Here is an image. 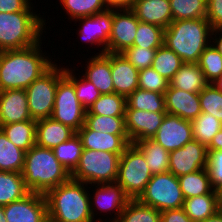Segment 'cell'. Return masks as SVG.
I'll use <instances>...</instances> for the list:
<instances>
[{
  "mask_svg": "<svg viewBox=\"0 0 222 222\" xmlns=\"http://www.w3.org/2000/svg\"><path fill=\"white\" fill-rule=\"evenodd\" d=\"M42 40L34 46L0 53V91L26 89L57 60L43 52Z\"/></svg>",
  "mask_w": 222,
  "mask_h": 222,
  "instance_id": "cell-1",
  "label": "cell"
},
{
  "mask_svg": "<svg viewBox=\"0 0 222 222\" xmlns=\"http://www.w3.org/2000/svg\"><path fill=\"white\" fill-rule=\"evenodd\" d=\"M88 187L70 178L50 189L45 194L48 217L56 222H95L90 211Z\"/></svg>",
  "mask_w": 222,
  "mask_h": 222,
  "instance_id": "cell-2",
  "label": "cell"
},
{
  "mask_svg": "<svg viewBox=\"0 0 222 222\" xmlns=\"http://www.w3.org/2000/svg\"><path fill=\"white\" fill-rule=\"evenodd\" d=\"M21 174L29 192L44 195L71 178L69 171L55 157L53 149L36 144L25 152Z\"/></svg>",
  "mask_w": 222,
  "mask_h": 222,
  "instance_id": "cell-3",
  "label": "cell"
},
{
  "mask_svg": "<svg viewBox=\"0 0 222 222\" xmlns=\"http://www.w3.org/2000/svg\"><path fill=\"white\" fill-rule=\"evenodd\" d=\"M212 30L206 18L172 21L164 31V44L183 63H198L200 55L211 44Z\"/></svg>",
  "mask_w": 222,
  "mask_h": 222,
  "instance_id": "cell-4",
  "label": "cell"
},
{
  "mask_svg": "<svg viewBox=\"0 0 222 222\" xmlns=\"http://www.w3.org/2000/svg\"><path fill=\"white\" fill-rule=\"evenodd\" d=\"M43 17L37 11L0 12V51L25 49L43 40Z\"/></svg>",
  "mask_w": 222,
  "mask_h": 222,
  "instance_id": "cell-5",
  "label": "cell"
},
{
  "mask_svg": "<svg viewBox=\"0 0 222 222\" xmlns=\"http://www.w3.org/2000/svg\"><path fill=\"white\" fill-rule=\"evenodd\" d=\"M120 156L108 151L83 149L79 164L71 173V179L89 185L115 183Z\"/></svg>",
  "mask_w": 222,
  "mask_h": 222,
  "instance_id": "cell-6",
  "label": "cell"
},
{
  "mask_svg": "<svg viewBox=\"0 0 222 222\" xmlns=\"http://www.w3.org/2000/svg\"><path fill=\"white\" fill-rule=\"evenodd\" d=\"M65 75V68L56 62L26 89L30 116L40 120L52 116L55 94L59 80Z\"/></svg>",
  "mask_w": 222,
  "mask_h": 222,
  "instance_id": "cell-7",
  "label": "cell"
},
{
  "mask_svg": "<svg viewBox=\"0 0 222 222\" xmlns=\"http://www.w3.org/2000/svg\"><path fill=\"white\" fill-rule=\"evenodd\" d=\"M152 176L143 154L131 143L120 156L116 183L130 199H138Z\"/></svg>",
  "mask_w": 222,
  "mask_h": 222,
  "instance_id": "cell-8",
  "label": "cell"
},
{
  "mask_svg": "<svg viewBox=\"0 0 222 222\" xmlns=\"http://www.w3.org/2000/svg\"><path fill=\"white\" fill-rule=\"evenodd\" d=\"M138 200L162 212L182 208L185 198L178 177L166 172L153 175Z\"/></svg>",
  "mask_w": 222,
  "mask_h": 222,
  "instance_id": "cell-9",
  "label": "cell"
},
{
  "mask_svg": "<svg viewBox=\"0 0 222 222\" xmlns=\"http://www.w3.org/2000/svg\"><path fill=\"white\" fill-rule=\"evenodd\" d=\"M86 112L76 97L73 82L64 75L57 84L51 118L77 132L85 124Z\"/></svg>",
  "mask_w": 222,
  "mask_h": 222,
  "instance_id": "cell-10",
  "label": "cell"
},
{
  "mask_svg": "<svg viewBox=\"0 0 222 222\" xmlns=\"http://www.w3.org/2000/svg\"><path fill=\"white\" fill-rule=\"evenodd\" d=\"M92 186L93 188L95 187V190L91 189L90 192L93 191V194L91 193L89 195H90V211H91L94 221L116 222L120 214L124 210L125 206L127 205L128 201L130 200V198L125 194L123 188L116 182L106 183V184H93L91 185V187ZM95 209L100 211V215L98 216H101L102 212L103 213L109 212L107 214H110V215L114 214L113 215L114 217L112 219H110L109 217V219H105V221L104 219L103 220L100 218L97 219L95 218V216L98 214L97 213L98 211H95ZM95 219H97L98 221Z\"/></svg>",
  "mask_w": 222,
  "mask_h": 222,
  "instance_id": "cell-11",
  "label": "cell"
},
{
  "mask_svg": "<svg viewBox=\"0 0 222 222\" xmlns=\"http://www.w3.org/2000/svg\"><path fill=\"white\" fill-rule=\"evenodd\" d=\"M207 147L195 139L169 155V172L180 177L207 168Z\"/></svg>",
  "mask_w": 222,
  "mask_h": 222,
  "instance_id": "cell-12",
  "label": "cell"
},
{
  "mask_svg": "<svg viewBox=\"0 0 222 222\" xmlns=\"http://www.w3.org/2000/svg\"><path fill=\"white\" fill-rule=\"evenodd\" d=\"M139 20L130 8L112 9V30L107 52L122 53L132 47Z\"/></svg>",
  "mask_w": 222,
  "mask_h": 222,
  "instance_id": "cell-13",
  "label": "cell"
},
{
  "mask_svg": "<svg viewBox=\"0 0 222 222\" xmlns=\"http://www.w3.org/2000/svg\"><path fill=\"white\" fill-rule=\"evenodd\" d=\"M75 21H79L81 28L79 31V37L82 42L89 45V43L93 46L97 45L98 47L101 45V50L96 53V55L104 54L107 52V45L109 42V37L111 35L112 30V9L108 8L106 11L97 13L88 17H81L75 19ZM87 42V43H86Z\"/></svg>",
  "mask_w": 222,
  "mask_h": 222,
  "instance_id": "cell-14",
  "label": "cell"
},
{
  "mask_svg": "<svg viewBox=\"0 0 222 222\" xmlns=\"http://www.w3.org/2000/svg\"><path fill=\"white\" fill-rule=\"evenodd\" d=\"M7 222H43L48 217L44 194L29 192L22 199L4 205Z\"/></svg>",
  "mask_w": 222,
  "mask_h": 222,
  "instance_id": "cell-15",
  "label": "cell"
},
{
  "mask_svg": "<svg viewBox=\"0 0 222 222\" xmlns=\"http://www.w3.org/2000/svg\"><path fill=\"white\" fill-rule=\"evenodd\" d=\"M152 139L169 152L179 149L193 139L192 123L179 116L166 113Z\"/></svg>",
  "mask_w": 222,
  "mask_h": 222,
  "instance_id": "cell-16",
  "label": "cell"
},
{
  "mask_svg": "<svg viewBox=\"0 0 222 222\" xmlns=\"http://www.w3.org/2000/svg\"><path fill=\"white\" fill-rule=\"evenodd\" d=\"M165 115L166 113L126 109L125 128L130 142L153 138Z\"/></svg>",
  "mask_w": 222,
  "mask_h": 222,
  "instance_id": "cell-17",
  "label": "cell"
},
{
  "mask_svg": "<svg viewBox=\"0 0 222 222\" xmlns=\"http://www.w3.org/2000/svg\"><path fill=\"white\" fill-rule=\"evenodd\" d=\"M33 120L25 89L0 91V125Z\"/></svg>",
  "mask_w": 222,
  "mask_h": 222,
  "instance_id": "cell-18",
  "label": "cell"
},
{
  "mask_svg": "<svg viewBox=\"0 0 222 222\" xmlns=\"http://www.w3.org/2000/svg\"><path fill=\"white\" fill-rule=\"evenodd\" d=\"M166 112L192 121L201 113L198 93L183 91L168 86L164 93Z\"/></svg>",
  "mask_w": 222,
  "mask_h": 222,
  "instance_id": "cell-19",
  "label": "cell"
},
{
  "mask_svg": "<svg viewBox=\"0 0 222 222\" xmlns=\"http://www.w3.org/2000/svg\"><path fill=\"white\" fill-rule=\"evenodd\" d=\"M110 67L115 93L127 97L138 88L139 70L122 53L110 52Z\"/></svg>",
  "mask_w": 222,
  "mask_h": 222,
  "instance_id": "cell-20",
  "label": "cell"
},
{
  "mask_svg": "<svg viewBox=\"0 0 222 222\" xmlns=\"http://www.w3.org/2000/svg\"><path fill=\"white\" fill-rule=\"evenodd\" d=\"M83 149L108 151L121 155L131 144L128 135H112L91 130L86 124L76 132Z\"/></svg>",
  "mask_w": 222,
  "mask_h": 222,
  "instance_id": "cell-21",
  "label": "cell"
},
{
  "mask_svg": "<svg viewBox=\"0 0 222 222\" xmlns=\"http://www.w3.org/2000/svg\"><path fill=\"white\" fill-rule=\"evenodd\" d=\"M140 22L166 29L173 21L169 0H134L130 8Z\"/></svg>",
  "mask_w": 222,
  "mask_h": 222,
  "instance_id": "cell-22",
  "label": "cell"
},
{
  "mask_svg": "<svg viewBox=\"0 0 222 222\" xmlns=\"http://www.w3.org/2000/svg\"><path fill=\"white\" fill-rule=\"evenodd\" d=\"M87 60V67L85 68V73L82 72V75L89 80L101 94L114 93L110 67V52L89 56Z\"/></svg>",
  "mask_w": 222,
  "mask_h": 222,
  "instance_id": "cell-23",
  "label": "cell"
},
{
  "mask_svg": "<svg viewBox=\"0 0 222 222\" xmlns=\"http://www.w3.org/2000/svg\"><path fill=\"white\" fill-rule=\"evenodd\" d=\"M76 132L53 118L37 120L36 145L54 149L60 143L69 140Z\"/></svg>",
  "mask_w": 222,
  "mask_h": 222,
  "instance_id": "cell-24",
  "label": "cell"
},
{
  "mask_svg": "<svg viewBox=\"0 0 222 222\" xmlns=\"http://www.w3.org/2000/svg\"><path fill=\"white\" fill-rule=\"evenodd\" d=\"M209 83L197 63H183L169 81V86L191 93H200Z\"/></svg>",
  "mask_w": 222,
  "mask_h": 222,
  "instance_id": "cell-25",
  "label": "cell"
},
{
  "mask_svg": "<svg viewBox=\"0 0 222 222\" xmlns=\"http://www.w3.org/2000/svg\"><path fill=\"white\" fill-rule=\"evenodd\" d=\"M182 208L193 222H202L221 209L218 191L213 190L208 194L187 198Z\"/></svg>",
  "mask_w": 222,
  "mask_h": 222,
  "instance_id": "cell-26",
  "label": "cell"
},
{
  "mask_svg": "<svg viewBox=\"0 0 222 222\" xmlns=\"http://www.w3.org/2000/svg\"><path fill=\"white\" fill-rule=\"evenodd\" d=\"M144 156L152 175L169 172V155L163 146L152 138L132 143Z\"/></svg>",
  "mask_w": 222,
  "mask_h": 222,
  "instance_id": "cell-27",
  "label": "cell"
},
{
  "mask_svg": "<svg viewBox=\"0 0 222 222\" xmlns=\"http://www.w3.org/2000/svg\"><path fill=\"white\" fill-rule=\"evenodd\" d=\"M36 120L0 125L6 137L17 147L27 152L36 144Z\"/></svg>",
  "mask_w": 222,
  "mask_h": 222,
  "instance_id": "cell-28",
  "label": "cell"
},
{
  "mask_svg": "<svg viewBox=\"0 0 222 222\" xmlns=\"http://www.w3.org/2000/svg\"><path fill=\"white\" fill-rule=\"evenodd\" d=\"M28 193L21 173L0 171V205L16 202Z\"/></svg>",
  "mask_w": 222,
  "mask_h": 222,
  "instance_id": "cell-29",
  "label": "cell"
},
{
  "mask_svg": "<svg viewBox=\"0 0 222 222\" xmlns=\"http://www.w3.org/2000/svg\"><path fill=\"white\" fill-rule=\"evenodd\" d=\"M126 103V109H136L153 113H167L164 95L159 92L137 88L126 97Z\"/></svg>",
  "mask_w": 222,
  "mask_h": 222,
  "instance_id": "cell-30",
  "label": "cell"
},
{
  "mask_svg": "<svg viewBox=\"0 0 222 222\" xmlns=\"http://www.w3.org/2000/svg\"><path fill=\"white\" fill-rule=\"evenodd\" d=\"M180 188L185 199L212 192L207 168L178 177Z\"/></svg>",
  "mask_w": 222,
  "mask_h": 222,
  "instance_id": "cell-31",
  "label": "cell"
},
{
  "mask_svg": "<svg viewBox=\"0 0 222 222\" xmlns=\"http://www.w3.org/2000/svg\"><path fill=\"white\" fill-rule=\"evenodd\" d=\"M25 151L14 145L0 129V171L21 173Z\"/></svg>",
  "mask_w": 222,
  "mask_h": 222,
  "instance_id": "cell-32",
  "label": "cell"
},
{
  "mask_svg": "<svg viewBox=\"0 0 222 222\" xmlns=\"http://www.w3.org/2000/svg\"><path fill=\"white\" fill-rule=\"evenodd\" d=\"M126 97L117 93L101 94L86 115L125 116Z\"/></svg>",
  "mask_w": 222,
  "mask_h": 222,
  "instance_id": "cell-33",
  "label": "cell"
},
{
  "mask_svg": "<svg viewBox=\"0 0 222 222\" xmlns=\"http://www.w3.org/2000/svg\"><path fill=\"white\" fill-rule=\"evenodd\" d=\"M116 222H161V212L138 199H130Z\"/></svg>",
  "mask_w": 222,
  "mask_h": 222,
  "instance_id": "cell-34",
  "label": "cell"
},
{
  "mask_svg": "<svg viewBox=\"0 0 222 222\" xmlns=\"http://www.w3.org/2000/svg\"><path fill=\"white\" fill-rule=\"evenodd\" d=\"M183 62L181 58L165 44L156 49L152 68L166 80L170 81L178 72Z\"/></svg>",
  "mask_w": 222,
  "mask_h": 222,
  "instance_id": "cell-35",
  "label": "cell"
},
{
  "mask_svg": "<svg viewBox=\"0 0 222 222\" xmlns=\"http://www.w3.org/2000/svg\"><path fill=\"white\" fill-rule=\"evenodd\" d=\"M193 139L208 147L213 137L222 129V122L209 113L201 112L191 121Z\"/></svg>",
  "mask_w": 222,
  "mask_h": 222,
  "instance_id": "cell-36",
  "label": "cell"
},
{
  "mask_svg": "<svg viewBox=\"0 0 222 222\" xmlns=\"http://www.w3.org/2000/svg\"><path fill=\"white\" fill-rule=\"evenodd\" d=\"M55 157L71 174L78 166L83 146L76 133L69 140L60 143L53 149Z\"/></svg>",
  "mask_w": 222,
  "mask_h": 222,
  "instance_id": "cell-37",
  "label": "cell"
},
{
  "mask_svg": "<svg viewBox=\"0 0 222 222\" xmlns=\"http://www.w3.org/2000/svg\"><path fill=\"white\" fill-rule=\"evenodd\" d=\"M59 1V0H58ZM62 8L72 21L88 17L108 9L104 0H60Z\"/></svg>",
  "mask_w": 222,
  "mask_h": 222,
  "instance_id": "cell-38",
  "label": "cell"
},
{
  "mask_svg": "<svg viewBox=\"0 0 222 222\" xmlns=\"http://www.w3.org/2000/svg\"><path fill=\"white\" fill-rule=\"evenodd\" d=\"M173 21L206 18L207 0H169Z\"/></svg>",
  "mask_w": 222,
  "mask_h": 222,
  "instance_id": "cell-39",
  "label": "cell"
},
{
  "mask_svg": "<svg viewBox=\"0 0 222 222\" xmlns=\"http://www.w3.org/2000/svg\"><path fill=\"white\" fill-rule=\"evenodd\" d=\"M65 67V75L73 82L77 99L88 111L93 103L101 96L97 88L83 75L77 77L75 67L70 69ZM75 73V74H74Z\"/></svg>",
  "mask_w": 222,
  "mask_h": 222,
  "instance_id": "cell-40",
  "label": "cell"
},
{
  "mask_svg": "<svg viewBox=\"0 0 222 222\" xmlns=\"http://www.w3.org/2000/svg\"><path fill=\"white\" fill-rule=\"evenodd\" d=\"M85 124L96 132L112 135H127L125 116L86 115Z\"/></svg>",
  "mask_w": 222,
  "mask_h": 222,
  "instance_id": "cell-41",
  "label": "cell"
},
{
  "mask_svg": "<svg viewBox=\"0 0 222 222\" xmlns=\"http://www.w3.org/2000/svg\"><path fill=\"white\" fill-rule=\"evenodd\" d=\"M164 31L157 25L139 21L133 46L157 49L164 44Z\"/></svg>",
  "mask_w": 222,
  "mask_h": 222,
  "instance_id": "cell-42",
  "label": "cell"
},
{
  "mask_svg": "<svg viewBox=\"0 0 222 222\" xmlns=\"http://www.w3.org/2000/svg\"><path fill=\"white\" fill-rule=\"evenodd\" d=\"M197 64L209 84L222 74V55L212 44L203 51Z\"/></svg>",
  "mask_w": 222,
  "mask_h": 222,
  "instance_id": "cell-43",
  "label": "cell"
},
{
  "mask_svg": "<svg viewBox=\"0 0 222 222\" xmlns=\"http://www.w3.org/2000/svg\"><path fill=\"white\" fill-rule=\"evenodd\" d=\"M201 112L209 113L222 122V91L208 84L200 93Z\"/></svg>",
  "mask_w": 222,
  "mask_h": 222,
  "instance_id": "cell-44",
  "label": "cell"
},
{
  "mask_svg": "<svg viewBox=\"0 0 222 222\" xmlns=\"http://www.w3.org/2000/svg\"><path fill=\"white\" fill-rule=\"evenodd\" d=\"M168 86L169 81L159 75L152 67L139 70L138 88L164 95Z\"/></svg>",
  "mask_w": 222,
  "mask_h": 222,
  "instance_id": "cell-45",
  "label": "cell"
},
{
  "mask_svg": "<svg viewBox=\"0 0 222 222\" xmlns=\"http://www.w3.org/2000/svg\"><path fill=\"white\" fill-rule=\"evenodd\" d=\"M123 56L138 70L152 67L156 49L132 46L122 52Z\"/></svg>",
  "mask_w": 222,
  "mask_h": 222,
  "instance_id": "cell-46",
  "label": "cell"
},
{
  "mask_svg": "<svg viewBox=\"0 0 222 222\" xmlns=\"http://www.w3.org/2000/svg\"><path fill=\"white\" fill-rule=\"evenodd\" d=\"M207 171L214 190L222 187V150H208Z\"/></svg>",
  "mask_w": 222,
  "mask_h": 222,
  "instance_id": "cell-47",
  "label": "cell"
},
{
  "mask_svg": "<svg viewBox=\"0 0 222 222\" xmlns=\"http://www.w3.org/2000/svg\"><path fill=\"white\" fill-rule=\"evenodd\" d=\"M206 19L213 29L222 28V0H207Z\"/></svg>",
  "mask_w": 222,
  "mask_h": 222,
  "instance_id": "cell-48",
  "label": "cell"
},
{
  "mask_svg": "<svg viewBox=\"0 0 222 222\" xmlns=\"http://www.w3.org/2000/svg\"><path fill=\"white\" fill-rule=\"evenodd\" d=\"M33 8L34 6L31 0H0L1 13L33 11L34 10Z\"/></svg>",
  "mask_w": 222,
  "mask_h": 222,
  "instance_id": "cell-49",
  "label": "cell"
},
{
  "mask_svg": "<svg viewBox=\"0 0 222 222\" xmlns=\"http://www.w3.org/2000/svg\"><path fill=\"white\" fill-rule=\"evenodd\" d=\"M161 222H193L183 208L168 209L161 212Z\"/></svg>",
  "mask_w": 222,
  "mask_h": 222,
  "instance_id": "cell-50",
  "label": "cell"
},
{
  "mask_svg": "<svg viewBox=\"0 0 222 222\" xmlns=\"http://www.w3.org/2000/svg\"><path fill=\"white\" fill-rule=\"evenodd\" d=\"M108 8L122 9L131 8L134 0H104Z\"/></svg>",
  "mask_w": 222,
  "mask_h": 222,
  "instance_id": "cell-51",
  "label": "cell"
},
{
  "mask_svg": "<svg viewBox=\"0 0 222 222\" xmlns=\"http://www.w3.org/2000/svg\"><path fill=\"white\" fill-rule=\"evenodd\" d=\"M211 40H212L211 41L212 45L222 55V28H217L212 30Z\"/></svg>",
  "mask_w": 222,
  "mask_h": 222,
  "instance_id": "cell-52",
  "label": "cell"
},
{
  "mask_svg": "<svg viewBox=\"0 0 222 222\" xmlns=\"http://www.w3.org/2000/svg\"><path fill=\"white\" fill-rule=\"evenodd\" d=\"M207 150H222V129L213 137Z\"/></svg>",
  "mask_w": 222,
  "mask_h": 222,
  "instance_id": "cell-53",
  "label": "cell"
},
{
  "mask_svg": "<svg viewBox=\"0 0 222 222\" xmlns=\"http://www.w3.org/2000/svg\"><path fill=\"white\" fill-rule=\"evenodd\" d=\"M202 222H222V209L218 210L214 215L206 218Z\"/></svg>",
  "mask_w": 222,
  "mask_h": 222,
  "instance_id": "cell-54",
  "label": "cell"
},
{
  "mask_svg": "<svg viewBox=\"0 0 222 222\" xmlns=\"http://www.w3.org/2000/svg\"><path fill=\"white\" fill-rule=\"evenodd\" d=\"M217 89L222 91V74L212 83Z\"/></svg>",
  "mask_w": 222,
  "mask_h": 222,
  "instance_id": "cell-55",
  "label": "cell"
},
{
  "mask_svg": "<svg viewBox=\"0 0 222 222\" xmlns=\"http://www.w3.org/2000/svg\"><path fill=\"white\" fill-rule=\"evenodd\" d=\"M0 222H7L3 205H0Z\"/></svg>",
  "mask_w": 222,
  "mask_h": 222,
  "instance_id": "cell-56",
  "label": "cell"
},
{
  "mask_svg": "<svg viewBox=\"0 0 222 222\" xmlns=\"http://www.w3.org/2000/svg\"><path fill=\"white\" fill-rule=\"evenodd\" d=\"M219 205L222 209V187L218 190Z\"/></svg>",
  "mask_w": 222,
  "mask_h": 222,
  "instance_id": "cell-57",
  "label": "cell"
},
{
  "mask_svg": "<svg viewBox=\"0 0 222 222\" xmlns=\"http://www.w3.org/2000/svg\"><path fill=\"white\" fill-rule=\"evenodd\" d=\"M43 222H56V221H54L53 219L47 217Z\"/></svg>",
  "mask_w": 222,
  "mask_h": 222,
  "instance_id": "cell-58",
  "label": "cell"
}]
</instances>
